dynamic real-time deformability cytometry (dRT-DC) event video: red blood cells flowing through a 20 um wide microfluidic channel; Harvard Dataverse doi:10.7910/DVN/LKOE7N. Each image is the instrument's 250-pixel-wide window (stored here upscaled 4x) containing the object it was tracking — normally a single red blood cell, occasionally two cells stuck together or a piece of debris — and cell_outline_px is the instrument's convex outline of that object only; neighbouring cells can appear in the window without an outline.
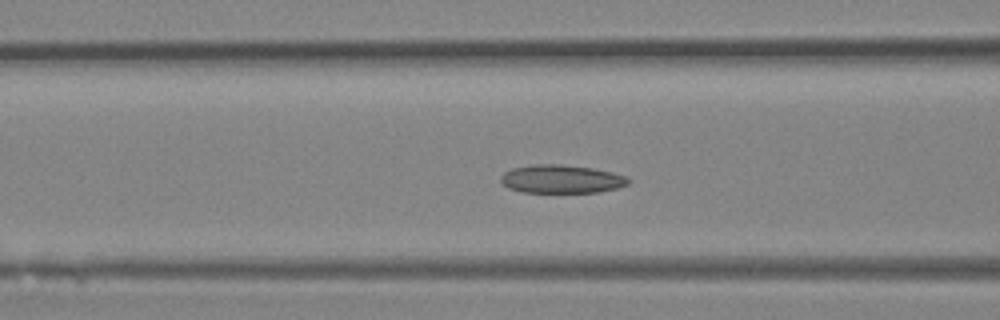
{"species": "Egyptian fruit bat (a non-hibernating species)", "species_latin": "Rousettus aegyptiacus", "temperature_condition": "room temperature", "stored_images_in_passage": 37, "camera_frame_rate_fps": 3000, "um_per_image_px": 0.085, "animal": {"sex": "female"}, "frame": {"image": 1, "passage_image": 14, "time_ms": 4.333, "image_size_px": [1000, 320], "cell_outline_px": [[632, 180], [628, 184], [616, 188], [600, 192], [524, 192], [508, 188], [500, 180], [500, 176], [504, 172], [512, 168], [532, 164], [560, 164], [592, 168], [612, 172], [628, 176]], "centroid_in_image_um": [47.74, 15.21], "position_along_channel_um": 118.9, "area_um2": 21.15}}
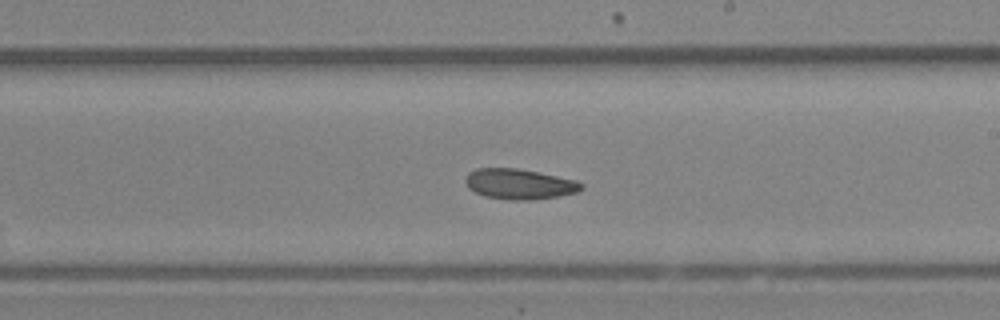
{"frame": {"image": 2, "passage_image": 21, "time_ms": 6.667, "image_size_px": [1000, 320], "cell_outline_px": [[584, 188], [576, 192], [560, 196], [532, 200], [508, 200], [484, 196], [468, 188], [464, 180], [468, 172], [476, 168], [516, 168], [576, 180], [584, 184]], "centroid_in_image_um": [44.13, 15.65], "position_along_channel_um": 244.9, "area_um2": 20.58}}
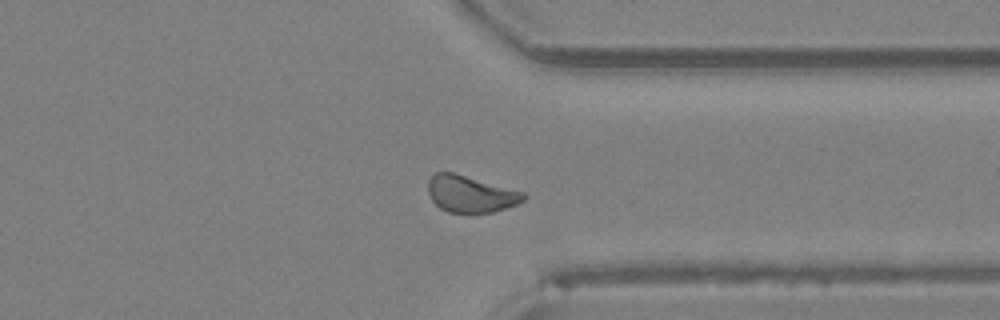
{"frame": {"image": 3, "passage_image": 28, "time_ms": 9.0, "image_size_px": [1000, 320], "cell_outline_px": [[528, 196], [524, 200], [516, 204], [492, 212], [448, 212], [440, 208], [432, 200], [428, 192], [428, 180], [436, 172], [452, 172], [524, 192]], "centroid_in_image_um": [39.98, 16.48], "position_along_channel_um": 371.4, "area_um2": 20.11}}